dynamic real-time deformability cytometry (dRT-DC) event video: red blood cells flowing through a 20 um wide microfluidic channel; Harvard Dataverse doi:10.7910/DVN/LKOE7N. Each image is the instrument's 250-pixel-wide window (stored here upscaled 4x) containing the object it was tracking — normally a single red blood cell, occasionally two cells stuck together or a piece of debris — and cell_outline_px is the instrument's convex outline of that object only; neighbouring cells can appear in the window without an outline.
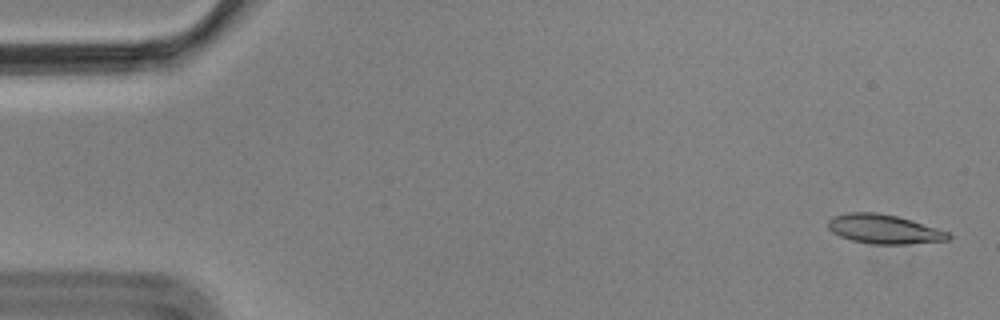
{"species": "Egyptian fruit bat (a non-hibernating species)", "species_latin": "Rousettus aegyptiacus", "temperature_condition": "cold", "stored_images_in_passage": 5, "camera_frame_rate_fps": 3000, "um_per_image_px": 0.085, "animal": {"sex": "male"}, "frame": {"image": 1, "passage_image": 1, "time_ms": 0.0, "image_size_px": [1000, 320], "cell_outline_px": [[952, 236], [948, 240], [908, 244], [872, 244], [852, 240], [840, 236], [832, 232], [828, 228], [828, 220], [832, 216], [848, 212], [876, 212], [896, 216], [912, 220], [948, 232]], "centroid_in_image_um": [75.11, 19.47], "position_along_channel_um": 9.9, "area_um2": 20.46}}
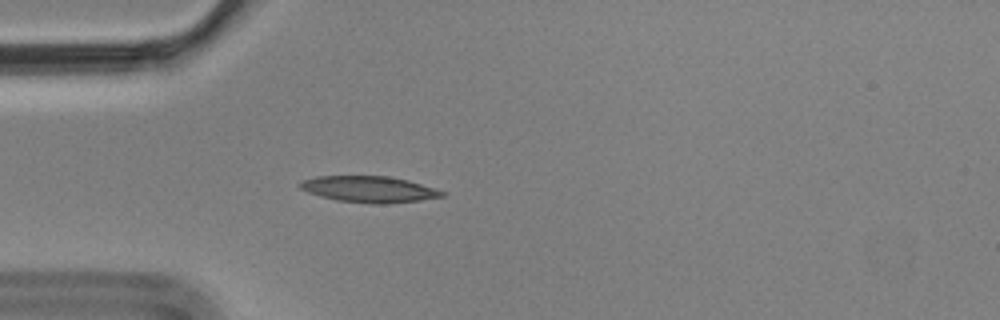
{"frame": {"image": 2, "passage_image": 5, "time_ms": 1.333, "image_size_px": [1000, 320], "cell_outline_px": [[444, 196], [420, 200], [384, 204], [372, 204], [336, 200], [320, 196], [308, 192], [300, 188], [296, 184], [300, 180], [316, 176], [388, 176], [408, 180], [444, 192]], "centroid_in_image_um": [31.29, 16.08], "position_along_channel_um": 53.7, "area_um2": 21.68}}